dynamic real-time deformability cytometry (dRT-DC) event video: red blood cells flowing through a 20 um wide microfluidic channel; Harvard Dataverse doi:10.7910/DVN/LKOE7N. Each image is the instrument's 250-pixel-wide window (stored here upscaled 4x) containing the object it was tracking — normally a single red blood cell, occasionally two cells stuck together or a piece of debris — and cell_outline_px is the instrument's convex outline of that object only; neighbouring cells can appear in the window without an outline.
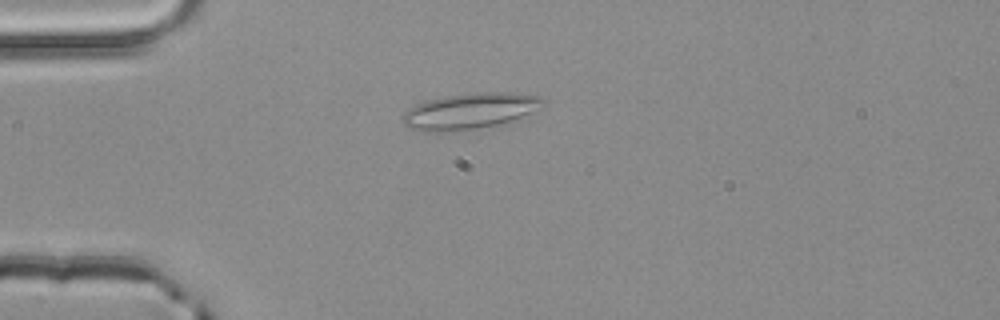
{"species": "common noctule bat (a hibernating species)", "species_latin": "Nyctalus noctula", "temperature_condition": "room temperature", "stored_images_in_passage": 3, "camera_frame_rate_fps": 3000, "um_per_image_px": 0.085, "animal": {"sex": "male", "body_mass_g": 20.4}, "frame": {"image": 1, "passage_image": 3, "time_ms": 0.667, "image_size_px": [1000, 320], "cell_outline_px": [[544, 104], [532, 112], [512, 120], [496, 124], [476, 128], [436, 132], [428, 132], [408, 128], [404, 124], [404, 112], [408, 108], [416, 104], [428, 100], [448, 96], [480, 92], [512, 92], [540, 96], [544, 100]], "centroid_in_image_um": [39.93, 9.43], "position_along_channel_um": 45.1, "area_um2": 28.9}}